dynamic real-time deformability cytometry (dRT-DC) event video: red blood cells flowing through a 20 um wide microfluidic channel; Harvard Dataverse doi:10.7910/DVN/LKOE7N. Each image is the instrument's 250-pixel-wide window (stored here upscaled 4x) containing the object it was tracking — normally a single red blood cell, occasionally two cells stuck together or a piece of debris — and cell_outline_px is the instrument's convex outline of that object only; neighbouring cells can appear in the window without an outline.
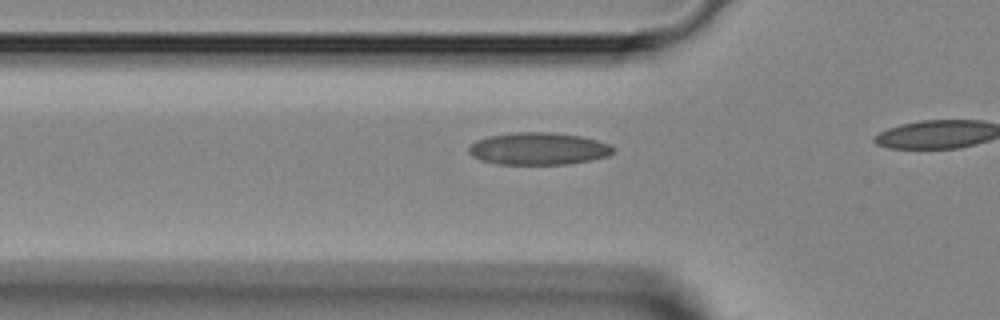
{"species": "Egyptian fruit bat (a non-hibernating species)", "species_latin": "Rousettus aegyptiacus", "temperature_condition": "room temperature", "stored_images_in_passage": 9, "camera_frame_rate_fps": 3000, "um_per_image_px": 0.085, "animal": {"sex": "female"}, "frame": {"image": 1, "passage_image": 7, "time_ms": 2.0, "image_size_px": [1000, 320], "cell_outline_px": [[616, 148], [608, 156], [588, 160], [564, 164], [500, 164], [480, 160], [472, 156], [468, 152], [468, 148], [476, 140], [488, 136], [516, 132], [552, 132], [580, 136], [596, 140], [608, 144]], "centroid_in_image_um": [45.73, 12.63], "position_along_channel_um": 80.1, "area_um2": 26.99}}